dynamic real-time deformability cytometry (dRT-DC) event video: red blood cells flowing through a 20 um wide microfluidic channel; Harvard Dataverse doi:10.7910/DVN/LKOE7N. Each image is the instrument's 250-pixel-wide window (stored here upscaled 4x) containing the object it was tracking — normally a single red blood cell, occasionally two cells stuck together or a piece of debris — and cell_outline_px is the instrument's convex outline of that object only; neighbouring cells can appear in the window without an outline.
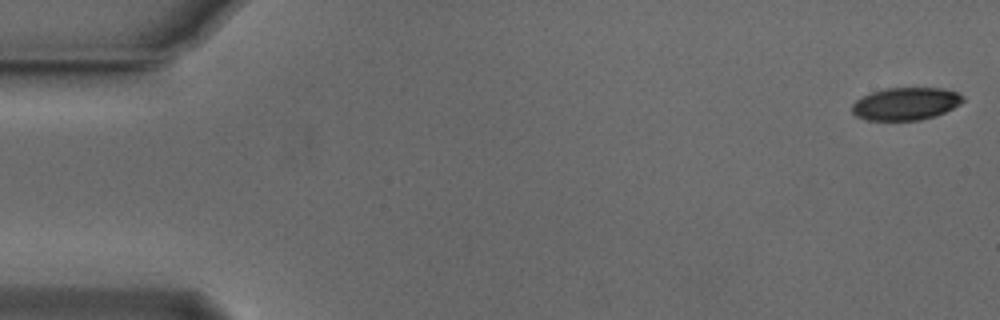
{"species": "Egyptian fruit bat (a non-hibernating species)", "species_latin": "Rousettus aegyptiacus", "temperature_condition": "cold", "stored_images_in_passage": 54, "camera_frame_rate_fps": 3000, "um_per_image_px": 0.085, "animal": {"sex": "male"}, "frame": {"image": 1, "passage_image": 1, "time_ms": 0.0, "image_size_px": [1000, 320], "cell_outline_px": [[964, 100], [960, 104], [936, 116], [920, 120], [868, 120], [856, 116], [852, 112], [852, 104], [856, 100], [872, 92], [884, 88], [940, 88], [956, 92], [964, 96]], "centroid_in_image_um": [76.99, 8.82], "position_along_channel_um": 8.0, "area_um2": 20.98}}
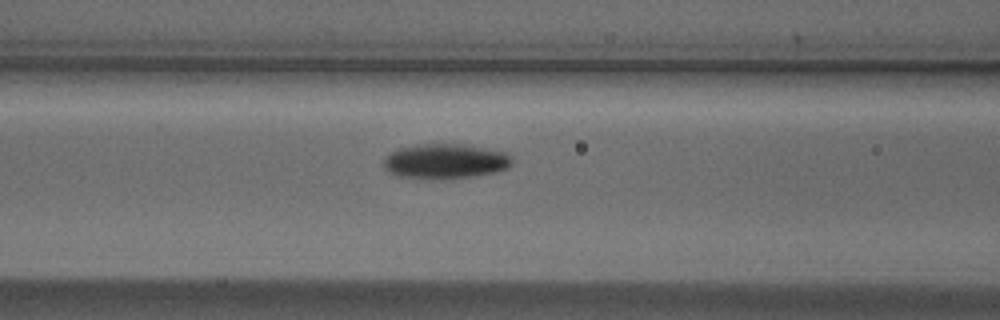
{"frame": {"image": 2, "passage_image": 22, "time_ms": 7.0, "image_size_px": [1000, 320], "cell_outline_px": [[512, 164], [508, 168], [496, 172], [472, 176], [440, 180], [392, 176], [384, 168], [384, 160], [392, 152], [400, 148], [416, 144], [464, 144], [508, 152], [512, 160]], "centroid_in_image_um": [37.85, 13.72], "position_along_channel_um": 128.7, "area_um2": 26.47}}
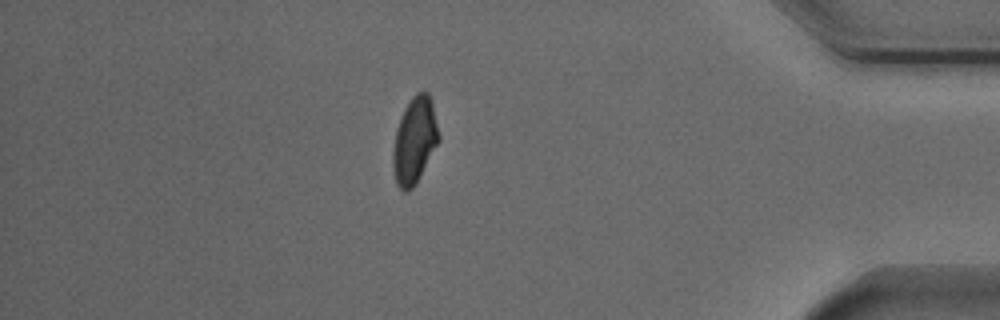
{"frame": {"image": 3, "passage_image": 47, "time_ms": 15.333, "image_size_px": [1000, 320], "cell_outline_px": [[440, 140], [416, 184], [408, 192], [404, 192], [396, 184], [392, 164], [392, 152], [396, 128], [404, 108], [412, 96], [416, 92], [428, 92], [432, 100], [440, 136]], "centroid_in_image_um": [35.24, 11.94], "position_along_channel_um": 400.0, "area_um2": 23.35}, "authors_computed_cell_mechanics": {"area_um2": 23.5824, "velocity_mm_per_s": 3.7521, "shape_relaxation_time_tau1_ms": 3.3375, "shape_relaxation_time_tau2_ms": 10.1887, "deformation_change_tau1": 0.1138, "deformation_change_tau2": 0.1343}}